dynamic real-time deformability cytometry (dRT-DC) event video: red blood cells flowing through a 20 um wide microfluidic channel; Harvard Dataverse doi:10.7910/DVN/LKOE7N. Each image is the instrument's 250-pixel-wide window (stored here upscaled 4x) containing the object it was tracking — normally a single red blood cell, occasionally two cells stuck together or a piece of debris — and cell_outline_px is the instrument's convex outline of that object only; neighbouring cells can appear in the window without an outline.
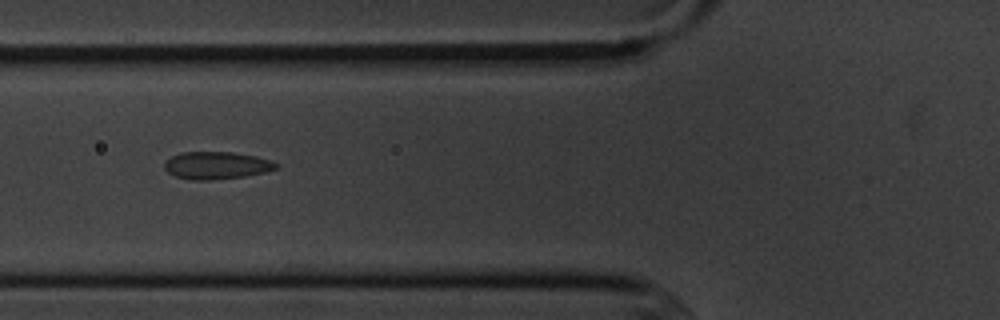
{"species": "common noctule bat (a hibernating species)", "species_latin": "Nyctalus noctula", "temperature_condition": "cold", "stored_images_in_passage": 11, "segment_of_instrument_passage": [1, 2], "camera_frame_rate_fps": 3000, "um_per_image_px": 0.085, "animal": {"sex": "male", "body_mass_g": 20.1, "forearm_length_mm": 53.5}, "frame": {"image": 1, "passage_image": 3, "time_ms": 3.333, "image_size_px": [1000, 320], "cell_outline_px": [[280, 168], [264, 172], [244, 176], [212, 180], [192, 180], [176, 176], [168, 172], [164, 168], [164, 160], [180, 152], [232, 152], [256, 156], [280, 164]], "centroid_in_image_um": [18.39, 14.05], "position_along_channel_um": 107.4, "area_um2": 17.92}}
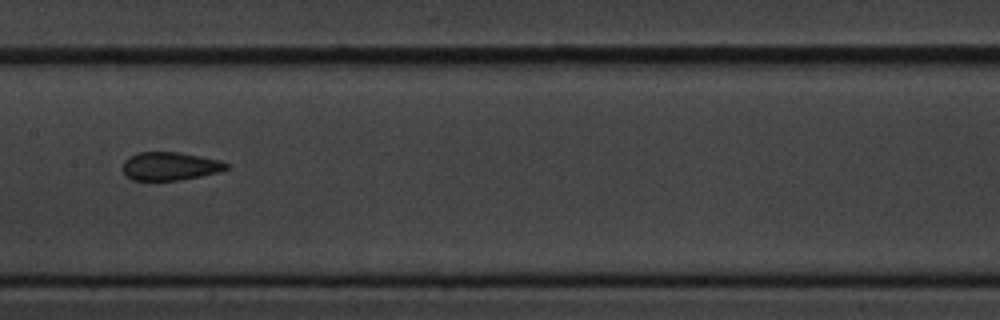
{"frame": {"image": 2, "passage_image": 5, "time_ms": 5.667, "image_size_px": [1000, 320], "cell_outline_px": [[228, 168], [216, 172], [200, 176], [180, 180], [132, 180], [124, 172], [124, 160], [136, 152], [180, 152], [220, 160], [228, 164]], "centroid_in_image_um": [14.44, 14.11], "position_along_channel_um": 193.0, "area_um2": 16.88}}
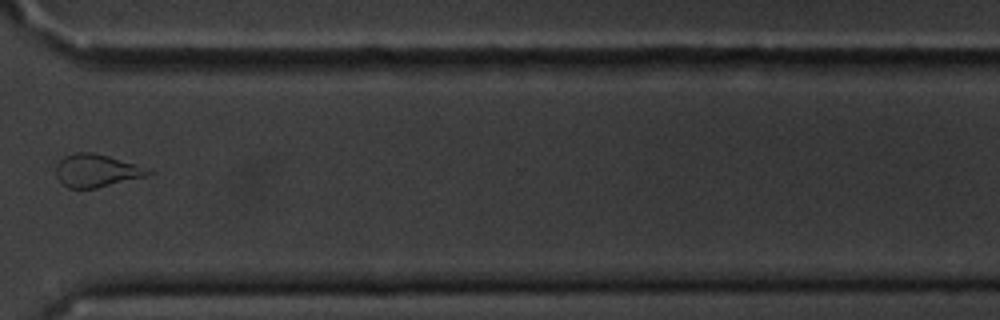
{"frame": {"image": 3, "passage_image": 9, "time_ms": 10.333, "image_size_px": [1000, 320], "cell_outline_px": [[156, 172], [144, 176], [96, 188], [68, 188], [56, 176], [56, 164], [64, 156], [76, 152], [92, 152], [108, 156]], "centroid_in_image_um": [8.13, 14.5], "position_along_channel_um": 362.5, "area_um2": 17.17}}